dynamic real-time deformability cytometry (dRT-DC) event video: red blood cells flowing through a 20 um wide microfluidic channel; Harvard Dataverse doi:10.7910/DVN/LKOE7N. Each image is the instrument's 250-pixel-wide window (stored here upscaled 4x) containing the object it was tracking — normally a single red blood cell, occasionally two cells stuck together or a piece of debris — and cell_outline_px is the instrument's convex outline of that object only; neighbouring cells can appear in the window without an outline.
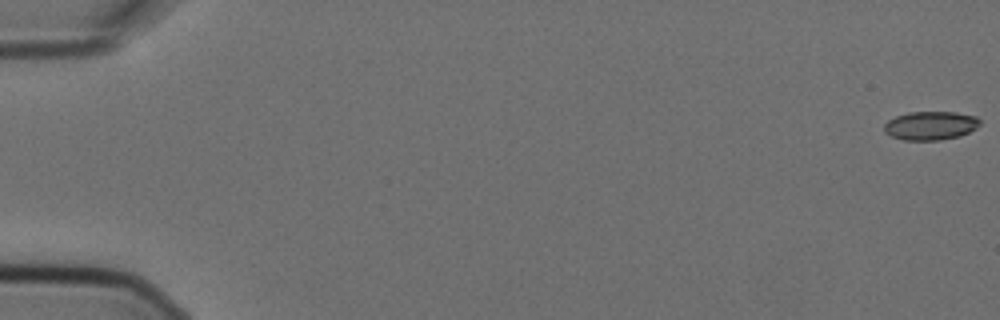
{"species": "Egyptian fruit bat (a non-hibernating species)", "species_latin": "Rousettus aegyptiacus", "temperature_condition": "cold", "stored_images_in_passage": 5, "camera_frame_rate_fps": 3000, "um_per_image_px": 0.085, "animal": {"sex": "female"}, "frame": {"image": 1, "passage_image": 1, "time_ms": 0.0, "image_size_px": [1000, 320], "cell_outline_px": [[980, 124], [976, 128], [960, 136], [940, 140], [904, 140], [892, 136], [884, 132], [884, 124], [888, 120], [896, 116], [908, 112], [956, 112], [976, 116], [980, 120]], "centroid_in_image_um": [79.09, 10.67], "position_along_channel_um": 5.9, "area_um2": 16.01}}
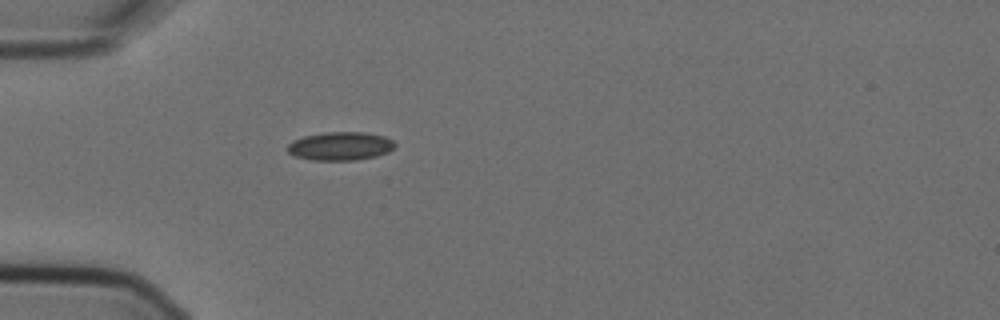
{"frame": {"image": 2, "passage_image": 5, "time_ms": 1.333, "image_size_px": [1000, 320], "cell_outline_px": [[396, 144], [388, 152], [376, 156], [356, 160], [312, 160], [296, 156], [288, 152], [288, 144], [292, 140], [304, 136], [324, 132], [364, 132], [384, 136], [392, 140]], "centroid_in_image_um": [28.92, 12.41], "position_along_channel_um": 56.1, "area_um2": 17.74}}